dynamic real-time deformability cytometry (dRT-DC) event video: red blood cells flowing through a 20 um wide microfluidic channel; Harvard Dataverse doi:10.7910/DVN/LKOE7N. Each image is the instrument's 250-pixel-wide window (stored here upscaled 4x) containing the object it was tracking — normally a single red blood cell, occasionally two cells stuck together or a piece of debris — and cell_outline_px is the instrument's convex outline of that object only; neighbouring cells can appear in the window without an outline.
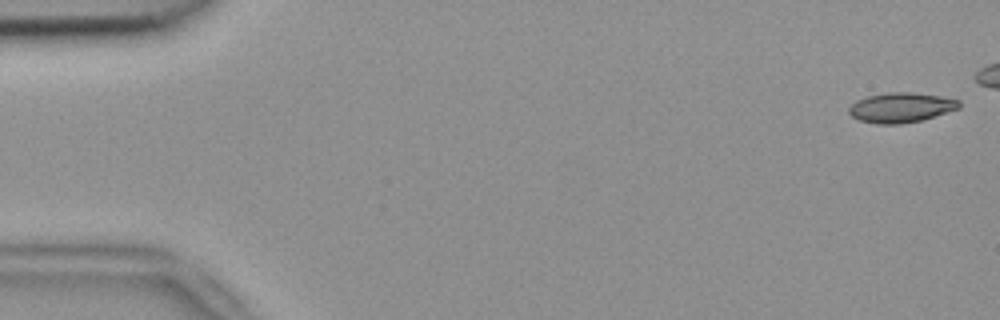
{"species": "common noctule bat (a hibernating species)", "species_latin": "Nyctalus noctula", "temperature_condition": "room temperature", "stored_images_in_passage": 45, "camera_frame_rate_fps": 3000, "um_per_image_px": 0.085, "animal": {"sex": "female", "body_mass_g": 18.4}, "frame": {"image": 1, "passage_image": 1, "time_ms": 0.0, "image_size_px": [1000, 320], "cell_outline_px": [[960, 108], [920, 120], [900, 124], [876, 124], [860, 120], [852, 116], [848, 112], [848, 108], [856, 100], [868, 96], [888, 92], [912, 92], [940, 96], [960, 100]], "centroid_in_image_um": [76.57, 9.13], "position_along_channel_um": 8.4, "area_um2": 19.07}}
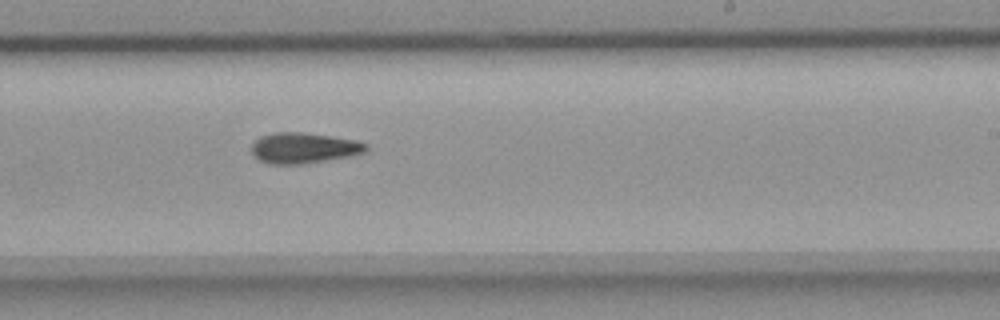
{"frame": {"image": 2, "passage_image": 32, "time_ms": 10.333, "image_size_px": [1000, 320], "cell_outline_px": [[368, 148], [364, 152], [348, 156], [300, 164], [272, 164], [260, 160], [252, 152], [252, 144], [260, 136], [276, 132], [304, 132], [356, 140], [368, 144]], "centroid_in_image_um": [25.82, 12.56], "position_along_channel_um": 263.2, "area_um2": 20.17}}
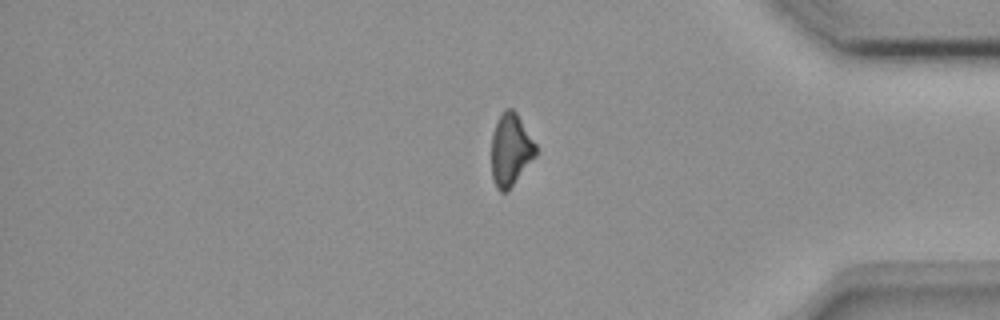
{"frame": {"image": 3, "passage_image": 44, "time_ms": 14.333, "image_size_px": [1000, 320], "cell_outline_px": [[536, 156], [508, 192], [500, 192], [496, 188], [492, 176], [492, 136], [496, 124], [504, 108], [512, 108], [516, 112], [536, 144]], "centroid_in_image_um": [43.41, 12.76], "position_along_channel_um": 391.8, "area_um2": 18.67}}